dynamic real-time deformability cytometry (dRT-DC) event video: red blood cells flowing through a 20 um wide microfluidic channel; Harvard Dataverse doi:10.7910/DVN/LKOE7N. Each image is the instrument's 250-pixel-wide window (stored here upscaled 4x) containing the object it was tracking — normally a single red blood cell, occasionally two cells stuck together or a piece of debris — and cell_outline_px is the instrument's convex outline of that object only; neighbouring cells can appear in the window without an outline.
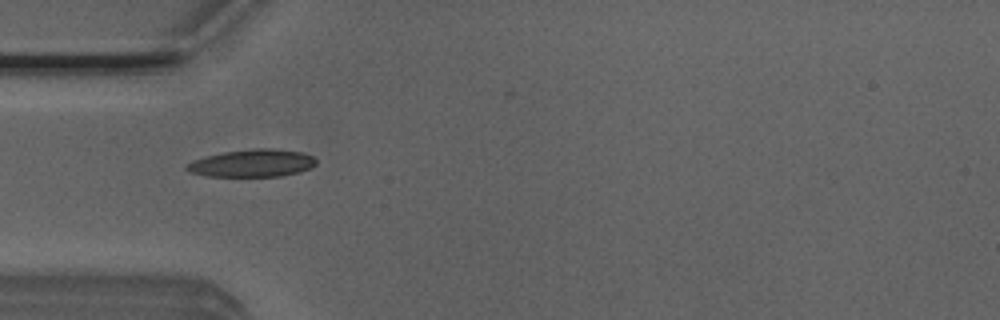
{"species": "Egyptian fruit bat (a non-hibernating species)", "species_latin": "Rousettus aegyptiacus", "temperature_condition": "room temperature", "stored_images_in_passage": 16, "camera_frame_rate_fps": 3000, "um_per_image_px": 0.085, "animal": {"sex": "male"}, "frame": {"image": 1, "passage_image": 1, "time_ms": 0.0, "image_size_px": [1000, 320], "cell_outline_px": [[316, 164], [312, 168], [300, 172], [280, 176], [208, 176], [188, 172], [184, 168], [184, 164], [192, 160], [224, 152], [252, 148], [272, 148], [304, 152], [312, 156], [316, 160]], "centroid_in_image_um": [21.44, 13.86], "position_along_channel_um": 63.6, "area_um2": 20.98}}
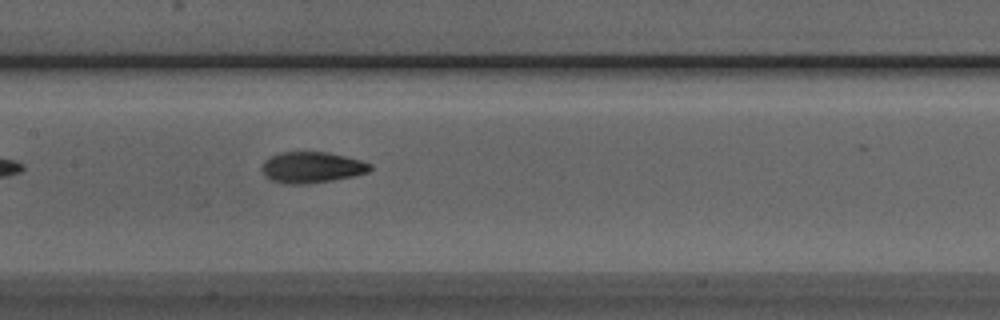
{"frame": {"image": 2, "passage_image": 10, "time_ms": 3.0, "image_size_px": [1000, 320], "cell_outline_px": [[372, 168], [368, 172], [352, 176], [332, 180], [308, 184], [284, 184], [272, 180], [264, 176], [260, 168], [260, 164], [264, 160], [280, 152], [328, 152], [360, 160], [372, 164]], "centroid_in_image_um": [26.45, 14.23], "position_along_channel_um": 180.9, "area_um2": 19.71}}
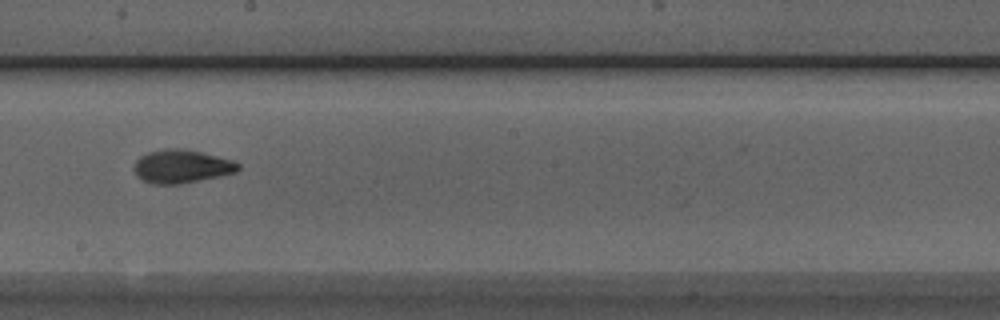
{"frame": {"image": 3, "passage_image": 14, "time_ms": 4.333, "image_size_px": [1000, 320], "cell_outline_px": [[240, 168], [236, 172], [180, 184], [152, 184], [140, 180], [136, 176], [132, 168], [136, 160], [140, 156], [148, 152], [168, 148], [188, 148], [232, 160], [240, 164]], "centroid_in_image_um": [15.39, 14.13], "position_along_channel_um": 232.8, "area_um2": 20.46}}